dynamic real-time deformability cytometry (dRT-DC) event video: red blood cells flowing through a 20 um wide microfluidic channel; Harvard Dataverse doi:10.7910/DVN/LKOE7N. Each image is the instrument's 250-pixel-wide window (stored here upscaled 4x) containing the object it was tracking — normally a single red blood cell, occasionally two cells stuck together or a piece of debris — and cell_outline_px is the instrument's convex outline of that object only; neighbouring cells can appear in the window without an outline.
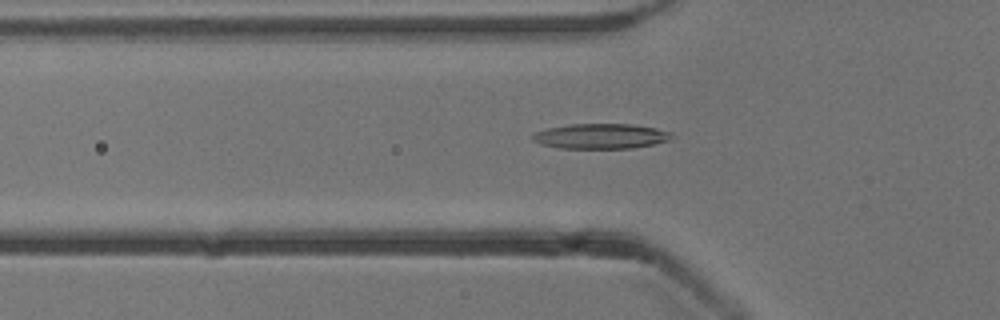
{"species": "common noctule bat (a hibernating species)", "species_latin": "Nyctalus noctula", "temperature_condition": "cold", "stored_images_in_passage": 53, "camera_frame_rate_fps": 3000, "um_per_image_px": 0.085, "animal": {"sex": "male", "body_mass_g": 13.3}, "frame": {"image": 1, "passage_image": 18, "time_ms": 5.667, "image_size_px": [1000, 320], "cell_outline_px": [[672, 136], [668, 140], [652, 144], [632, 148], [560, 148], [540, 144], [532, 140], [532, 136], [536, 132], [548, 128], [572, 124], [632, 124], [656, 128], [672, 132]], "centroid_in_image_um": [51.06, 11.57], "position_along_channel_um": 74.7, "area_um2": 20.17}}
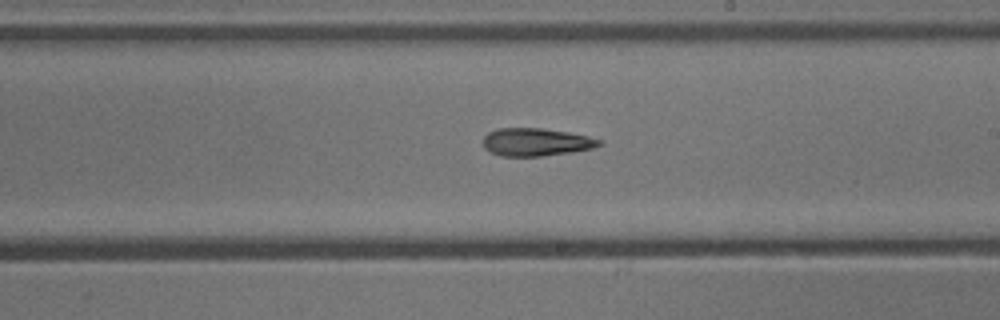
{"frame": {"image": 2, "passage_image": 31, "time_ms": 10.0, "image_size_px": [1000, 320], "cell_outline_px": [[604, 144], [592, 148], [572, 152], [540, 156], [500, 156], [488, 152], [484, 148], [484, 136], [488, 132], [496, 128], [544, 128], [568, 132], [588, 136], [600, 140]], "centroid_in_image_um": [45.54, 12.07], "position_along_channel_um": 243.5, "area_um2": 18.96}}
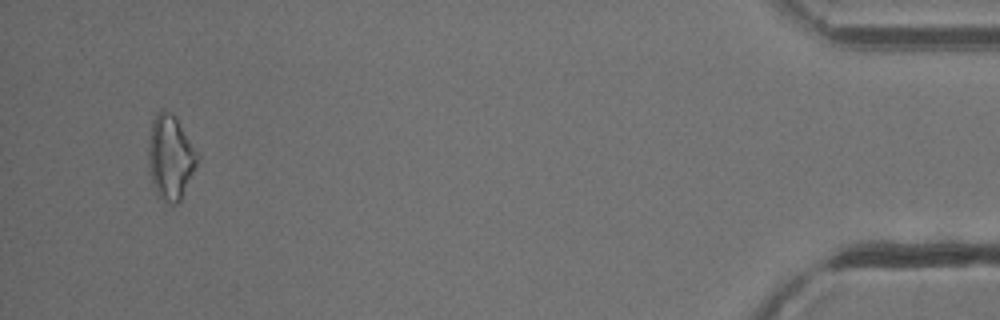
{"frame": {"image": 3, "passage_image": 51, "time_ms": 16.667, "image_size_px": [1000, 320], "cell_outline_px": [[200, 156], [180, 200], [176, 204], [172, 204], [164, 200], [156, 192], [148, 168], [148, 144], [152, 120], [156, 112], [160, 108], [164, 108], [172, 112], [176, 116]], "centroid_in_image_um": [14.47, 13.28], "position_along_channel_um": 420.7, "area_um2": 24.16}, "authors_computed_cell_mechanics": {"area_um2": 19.5364, "velocity_mm_per_s": 3.8612, "shape_relaxation_time_tau1_ms": 6.6266, "shape_relaxation_time_tau2_ms": 10.5164, "deformation_change_tau1": 0.1581, "deformation_change_tau2": 0.2505}}